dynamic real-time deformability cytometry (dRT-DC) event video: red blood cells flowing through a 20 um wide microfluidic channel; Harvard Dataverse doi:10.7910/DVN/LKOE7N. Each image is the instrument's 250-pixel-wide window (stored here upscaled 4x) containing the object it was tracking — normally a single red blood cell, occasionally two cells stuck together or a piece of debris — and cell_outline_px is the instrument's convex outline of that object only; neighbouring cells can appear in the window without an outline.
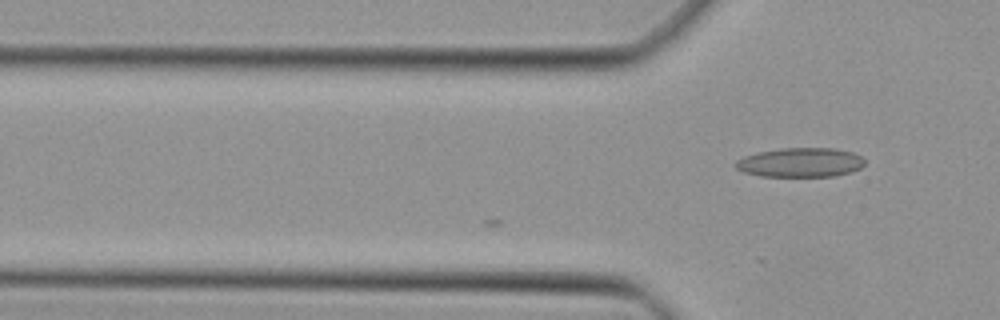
{"species": "Egyptian fruit bat (a non-hibernating species)", "species_latin": "Rousettus aegyptiacus", "temperature_condition": "cold", "stored_images_in_passage": 14, "camera_frame_rate_fps": 3000, "um_per_image_px": 0.085, "animal": {"sex": "female"}, "frame": {"image": 1, "passage_image": 14, "time_ms": 4.333, "image_size_px": [1000, 320], "cell_outline_px": [[864, 164], [860, 168], [848, 172], [832, 176], [760, 176], [744, 172], [736, 168], [732, 164], [736, 160], [744, 156], [756, 152], [780, 148], [836, 148], [852, 152], [860, 156], [864, 160]], "centroid_in_image_um": [67.98, 13.8], "position_along_channel_um": 57.8, "area_um2": 22.08}}